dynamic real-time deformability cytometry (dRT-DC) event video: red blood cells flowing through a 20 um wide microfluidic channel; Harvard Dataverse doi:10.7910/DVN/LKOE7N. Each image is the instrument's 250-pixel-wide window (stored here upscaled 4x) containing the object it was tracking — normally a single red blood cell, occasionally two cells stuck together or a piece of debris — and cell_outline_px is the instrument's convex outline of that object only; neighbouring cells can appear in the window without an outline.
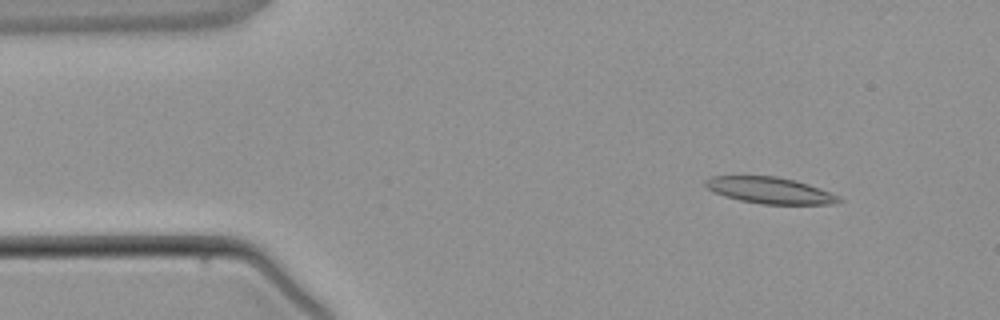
{"species": "common noctule bat (a hibernating species)", "species_latin": "Nyctalus noctula", "temperature_condition": "warm", "stored_images_in_passage": 3, "camera_frame_rate_fps": 3000, "um_per_image_px": 0.085, "animal": {"sex": "male", "body_mass_g": 21.5, "forearm_length_mm": 52.0}, "frame": {"image": 1, "passage_image": 2, "time_ms": 1.333, "image_size_px": [1000, 320], "cell_outline_px": [[844, 200], [832, 204], [760, 204], [740, 200], [724, 196], [712, 192], [704, 184], [704, 180], [712, 176], [776, 176], [796, 180], [820, 188], [840, 196]], "centroid_in_image_um": [65.44, 16.18], "position_along_channel_um": 19.6, "area_um2": 20.63}}
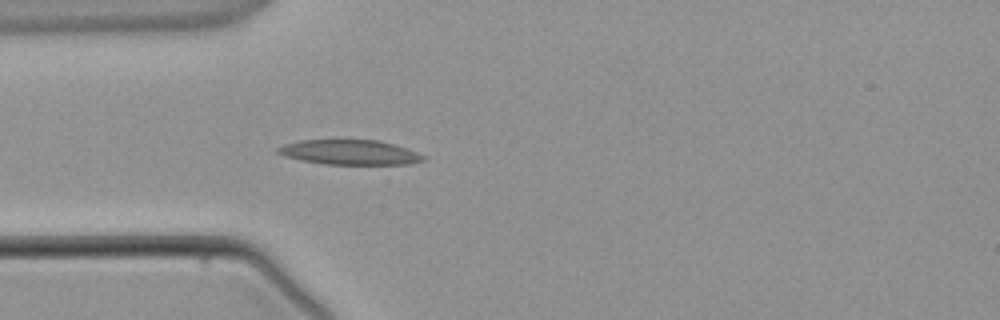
{"frame": {"image": 2, "passage_image": 3, "time_ms": 3.667, "image_size_px": [1000, 320], "cell_outline_px": [[424, 160], [408, 164], [324, 164], [284, 156], [276, 152], [276, 148], [284, 144], [300, 140], [380, 140], [416, 152], [424, 156]], "centroid_in_image_um": [29.68, 12.94], "position_along_channel_um": 55.3, "area_um2": 20.75}}